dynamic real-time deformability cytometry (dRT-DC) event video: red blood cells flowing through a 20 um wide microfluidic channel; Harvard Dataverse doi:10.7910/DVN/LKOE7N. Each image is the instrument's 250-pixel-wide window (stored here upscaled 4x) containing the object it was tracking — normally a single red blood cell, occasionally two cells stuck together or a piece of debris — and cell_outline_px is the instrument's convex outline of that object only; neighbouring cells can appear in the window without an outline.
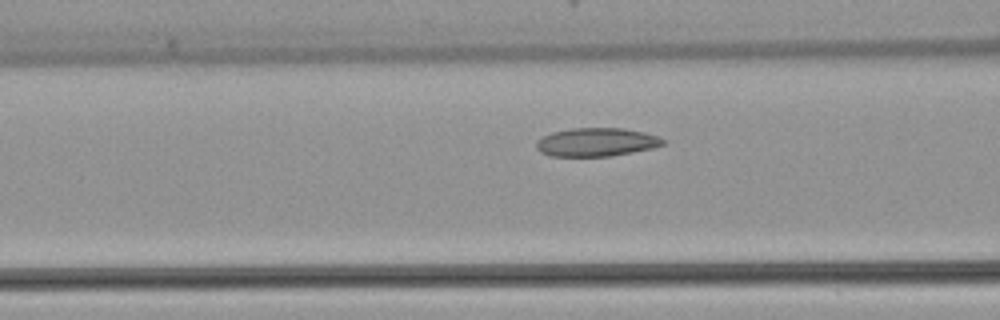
{"species": "common noctule bat (a hibernating species)", "species_latin": "Nyctalus noctula", "temperature_condition": "warm", "stored_images_in_passage": 31, "camera_frame_rate_fps": 3000, "um_per_image_px": 0.085, "animal": {"sex": "female", "body_mass_g": 22.7, "forearm_length_mm": 54.2}, "frame": {"image": 1, "passage_image": 11, "time_ms": 3.333, "image_size_px": [1000, 320], "cell_outline_px": [[668, 140], [664, 144], [652, 148], [612, 156], [548, 156], [540, 152], [536, 148], [536, 140], [552, 132], [572, 128], [624, 128], [644, 132]], "centroid_in_image_um": [50.69, 12.08], "position_along_channel_um": 115.9, "area_um2": 21.1}}
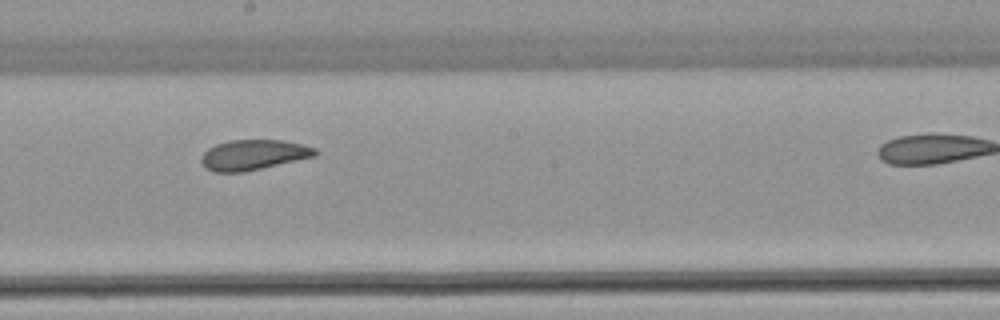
{"frame": {"image": 2, "passage_image": 19, "time_ms": 6.0, "image_size_px": [1000, 320], "cell_outline_px": [[320, 152], [316, 156], [244, 172], [212, 172], [204, 168], [200, 160], [200, 156], [208, 148], [216, 144], [228, 140], [284, 140], [316, 148]], "centroid_in_image_um": [21.52, 13.16], "position_along_channel_um": 226.7, "area_um2": 20.29}}
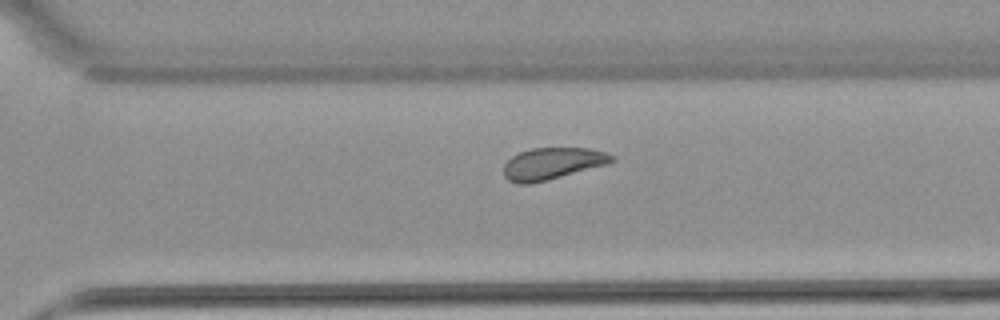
{"frame": {"image": 3, "passage_image": 26, "time_ms": 8.333, "image_size_px": [1000, 320], "cell_outline_px": [[616, 160], [608, 164], [548, 180], [532, 184], [516, 184], [508, 180], [504, 176], [504, 164], [512, 156], [520, 152], [532, 148], [588, 148], [608, 152]], "centroid_in_image_um": [46.95, 13.91], "position_along_channel_um": 323.6, "area_um2": 20.17}}